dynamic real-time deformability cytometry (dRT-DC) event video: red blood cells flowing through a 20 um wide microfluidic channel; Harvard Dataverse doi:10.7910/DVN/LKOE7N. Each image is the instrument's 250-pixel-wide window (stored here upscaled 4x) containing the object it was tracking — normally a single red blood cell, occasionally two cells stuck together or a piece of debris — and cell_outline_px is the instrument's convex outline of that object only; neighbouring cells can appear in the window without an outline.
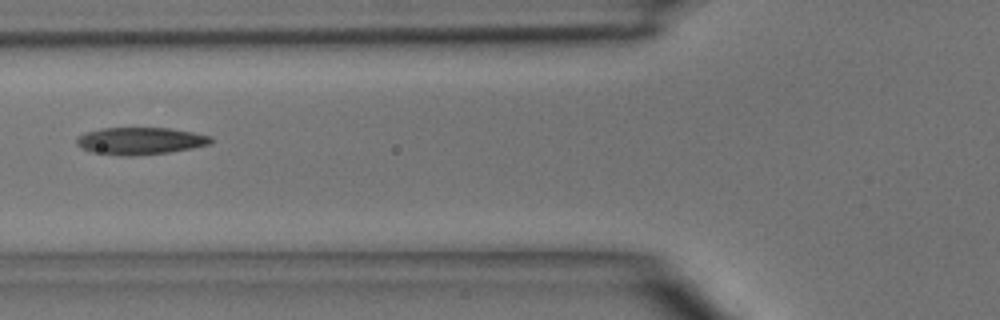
{"species": "common noctule bat (a hibernating species)", "species_latin": "Nyctalus noctula", "temperature_condition": "room temperature", "stored_images_in_passage": 5, "camera_frame_rate_fps": 3000, "um_per_image_px": 0.085, "animal": {"sex": "male", "body_mass_g": 15.6}, "frame": {"image": 1, "passage_image": 4, "time_ms": 4.333, "image_size_px": [1000, 320], "cell_outline_px": [[212, 140], [208, 144], [192, 148], [168, 152], [132, 156], [120, 156], [92, 152], [76, 144], [76, 140], [80, 136], [88, 132], [100, 128], [168, 128], [192, 132], [212, 136]], "centroid_in_image_um": [11.92, 11.98], "position_along_channel_um": 113.9, "area_um2": 21.04}}